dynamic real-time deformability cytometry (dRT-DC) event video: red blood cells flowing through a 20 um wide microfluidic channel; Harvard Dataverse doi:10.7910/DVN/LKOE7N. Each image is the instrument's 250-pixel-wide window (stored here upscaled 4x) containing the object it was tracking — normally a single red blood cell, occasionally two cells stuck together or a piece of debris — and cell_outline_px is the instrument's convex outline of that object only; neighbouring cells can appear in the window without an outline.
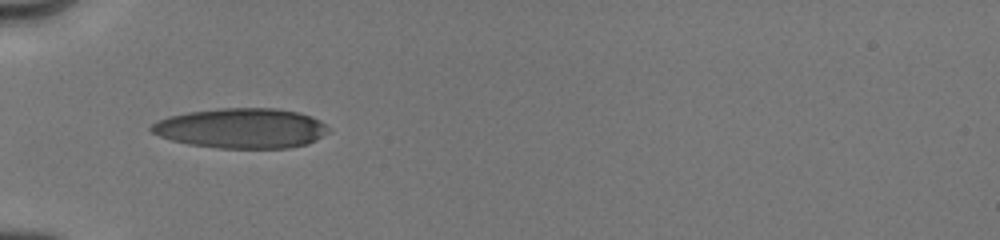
{"species": "human", "species_latin": "Homo sapiens", "temperature_condition": "cold", "stored_images_in_passage": 2, "camera_frame_rate_fps": 3000, "um_per_image_px": 0.085, "donor": {"sex": "male"}, "frame": {"image": 1, "passage_image": 1, "time_ms": 0.0, "image_size_px": [1000, 240], "cell_outline_px": [[332, 128], [328, 132], [316, 140], [308, 144], [288, 148], [220, 148], [188, 144], [172, 140], [160, 136], [152, 132], [148, 128], [152, 124], [168, 116], [188, 112], [220, 108], [276, 108], [300, 112], [312, 116], [320, 120]], "centroid_in_image_um": [20.57, 10.9], "position_along_channel_um": 64.4, "area_um2": 41.56}}